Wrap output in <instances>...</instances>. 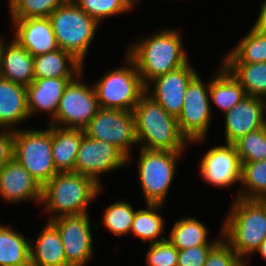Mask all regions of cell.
<instances>
[{"label":"cell","instance_id":"obj_1","mask_svg":"<svg viewBox=\"0 0 266 266\" xmlns=\"http://www.w3.org/2000/svg\"><path fill=\"white\" fill-rule=\"evenodd\" d=\"M182 40L179 30L163 29L129 46L127 55L135 63L145 86L189 62Z\"/></svg>","mask_w":266,"mask_h":266},{"label":"cell","instance_id":"obj_2","mask_svg":"<svg viewBox=\"0 0 266 266\" xmlns=\"http://www.w3.org/2000/svg\"><path fill=\"white\" fill-rule=\"evenodd\" d=\"M135 131L140 148L185 151L188 140L182 135L177 118L169 114L148 93H144L134 110Z\"/></svg>","mask_w":266,"mask_h":266},{"label":"cell","instance_id":"obj_3","mask_svg":"<svg viewBox=\"0 0 266 266\" xmlns=\"http://www.w3.org/2000/svg\"><path fill=\"white\" fill-rule=\"evenodd\" d=\"M235 198L220 237L245 261L266 238V205L262 200Z\"/></svg>","mask_w":266,"mask_h":266},{"label":"cell","instance_id":"obj_4","mask_svg":"<svg viewBox=\"0 0 266 266\" xmlns=\"http://www.w3.org/2000/svg\"><path fill=\"white\" fill-rule=\"evenodd\" d=\"M101 189L87 175L75 172L55 174L42 187L41 203L45 206L44 211L51 213L48 221L63 215L88 213V204L101 193Z\"/></svg>","mask_w":266,"mask_h":266},{"label":"cell","instance_id":"obj_5","mask_svg":"<svg viewBox=\"0 0 266 266\" xmlns=\"http://www.w3.org/2000/svg\"><path fill=\"white\" fill-rule=\"evenodd\" d=\"M59 49L71 53L84 64L99 22L86 14L75 2L66 1L50 16Z\"/></svg>","mask_w":266,"mask_h":266},{"label":"cell","instance_id":"obj_6","mask_svg":"<svg viewBox=\"0 0 266 266\" xmlns=\"http://www.w3.org/2000/svg\"><path fill=\"white\" fill-rule=\"evenodd\" d=\"M124 60L125 66L111 69L94 84L100 108L133 111L146 92L133 60L127 54Z\"/></svg>","mask_w":266,"mask_h":266},{"label":"cell","instance_id":"obj_7","mask_svg":"<svg viewBox=\"0 0 266 266\" xmlns=\"http://www.w3.org/2000/svg\"><path fill=\"white\" fill-rule=\"evenodd\" d=\"M52 125L44 130L14 131V158L43 187L57 174L52 156Z\"/></svg>","mask_w":266,"mask_h":266},{"label":"cell","instance_id":"obj_8","mask_svg":"<svg viewBox=\"0 0 266 266\" xmlns=\"http://www.w3.org/2000/svg\"><path fill=\"white\" fill-rule=\"evenodd\" d=\"M139 154L137 167L145 203L164 205L183 152L141 148Z\"/></svg>","mask_w":266,"mask_h":266},{"label":"cell","instance_id":"obj_9","mask_svg":"<svg viewBox=\"0 0 266 266\" xmlns=\"http://www.w3.org/2000/svg\"><path fill=\"white\" fill-rule=\"evenodd\" d=\"M210 81L203 82L197 74L189 83L177 122L182 135L189 144L204 142L212 118L209 98Z\"/></svg>","mask_w":266,"mask_h":266},{"label":"cell","instance_id":"obj_10","mask_svg":"<svg viewBox=\"0 0 266 266\" xmlns=\"http://www.w3.org/2000/svg\"><path fill=\"white\" fill-rule=\"evenodd\" d=\"M81 76L79 73L66 86L50 125L84 130L97 113L100 107L94 86L80 81Z\"/></svg>","mask_w":266,"mask_h":266},{"label":"cell","instance_id":"obj_11","mask_svg":"<svg viewBox=\"0 0 266 266\" xmlns=\"http://www.w3.org/2000/svg\"><path fill=\"white\" fill-rule=\"evenodd\" d=\"M84 132L90 138L116 146L128 157L130 165L131 149L138 144L132 111L99 108Z\"/></svg>","mask_w":266,"mask_h":266},{"label":"cell","instance_id":"obj_12","mask_svg":"<svg viewBox=\"0 0 266 266\" xmlns=\"http://www.w3.org/2000/svg\"><path fill=\"white\" fill-rule=\"evenodd\" d=\"M59 232L68 266H85L93 257L90 216L63 215L49 221Z\"/></svg>","mask_w":266,"mask_h":266},{"label":"cell","instance_id":"obj_13","mask_svg":"<svg viewBox=\"0 0 266 266\" xmlns=\"http://www.w3.org/2000/svg\"><path fill=\"white\" fill-rule=\"evenodd\" d=\"M128 165V157L116 146L84 134L75 160L74 172L87 175L101 187L100 174Z\"/></svg>","mask_w":266,"mask_h":266},{"label":"cell","instance_id":"obj_14","mask_svg":"<svg viewBox=\"0 0 266 266\" xmlns=\"http://www.w3.org/2000/svg\"><path fill=\"white\" fill-rule=\"evenodd\" d=\"M214 146L205 152L199 170L201 178L214 187H231L241 182L242 164L234 144Z\"/></svg>","mask_w":266,"mask_h":266},{"label":"cell","instance_id":"obj_15","mask_svg":"<svg viewBox=\"0 0 266 266\" xmlns=\"http://www.w3.org/2000/svg\"><path fill=\"white\" fill-rule=\"evenodd\" d=\"M197 74L196 69L187 63L151 80L145 86L146 93L161 104L169 114L177 118L182 110L187 87Z\"/></svg>","mask_w":266,"mask_h":266},{"label":"cell","instance_id":"obj_16","mask_svg":"<svg viewBox=\"0 0 266 266\" xmlns=\"http://www.w3.org/2000/svg\"><path fill=\"white\" fill-rule=\"evenodd\" d=\"M224 115L225 142L234 144L247 133L266 125V99L245 95Z\"/></svg>","mask_w":266,"mask_h":266},{"label":"cell","instance_id":"obj_17","mask_svg":"<svg viewBox=\"0 0 266 266\" xmlns=\"http://www.w3.org/2000/svg\"><path fill=\"white\" fill-rule=\"evenodd\" d=\"M0 197L5 202L42 201V187L15 159L0 168Z\"/></svg>","mask_w":266,"mask_h":266},{"label":"cell","instance_id":"obj_18","mask_svg":"<svg viewBox=\"0 0 266 266\" xmlns=\"http://www.w3.org/2000/svg\"><path fill=\"white\" fill-rule=\"evenodd\" d=\"M15 39L34 57L59 49L49 17L11 19Z\"/></svg>","mask_w":266,"mask_h":266},{"label":"cell","instance_id":"obj_19","mask_svg":"<svg viewBox=\"0 0 266 266\" xmlns=\"http://www.w3.org/2000/svg\"><path fill=\"white\" fill-rule=\"evenodd\" d=\"M74 78H40L26 86L27 108L30 117L37 112L48 113L50 122L55 118L66 86Z\"/></svg>","mask_w":266,"mask_h":266},{"label":"cell","instance_id":"obj_20","mask_svg":"<svg viewBox=\"0 0 266 266\" xmlns=\"http://www.w3.org/2000/svg\"><path fill=\"white\" fill-rule=\"evenodd\" d=\"M29 117L26 86L0 77V130L17 131Z\"/></svg>","mask_w":266,"mask_h":266},{"label":"cell","instance_id":"obj_21","mask_svg":"<svg viewBox=\"0 0 266 266\" xmlns=\"http://www.w3.org/2000/svg\"><path fill=\"white\" fill-rule=\"evenodd\" d=\"M0 77L24 86L30 85L34 80V56L15 39L3 45Z\"/></svg>","mask_w":266,"mask_h":266},{"label":"cell","instance_id":"obj_22","mask_svg":"<svg viewBox=\"0 0 266 266\" xmlns=\"http://www.w3.org/2000/svg\"><path fill=\"white\" fill-rule=\"evenodd\" d=\"M32 244L30 240V266H68L60 234L49 221Z\"/></svg>","mask_w":266,"mask_h":266},{"label":"cell","instance_id":"obj_23","mask_svg":"<svg viewBox=\"0 0 266 266\" xmlns=\"http://www.w3.org/2000/svg\"><path fill=\"white\" fill-rule=\"evenodd\" d=\"M82 69L83 64L63 49L34 57V79L75 78Z\"/></svg>","mask_w":266,"mask_h":266},{"label":"cell","instance_id":"obj_24","mask_svg":"<svg viewBox=\"0 0 266 266\" xmlns=\"http://www.w3.org/2000/svg\"><path fill=\"white\" fill-rule=\"evenodd\" d=\"M85 132L52 125V156L58 173L74 172L75 160Z\"/></svg>","mask_w":266,"mask_h":266},{"label":"cell","instance_id":"obj_25","mask_svg":"<svg viewBox=\"0 0 266 266\" xmlns=\"http://www.w3.org/2000/svg\"><path fill=\"white\" fill-rule=\"evenodd\" d=\"M246 93L241 84L222 65L210 79L209 98L224 114L237 105Z\"/></svg>","mask_w":266,"mask_h":266},{"label":"cell","instance_id":"obj_26","mask_svg":"<svg viewBox=\"0 0 266 266\" xmlns=\"http://www.w3.org/2000/svg\"><path fill=\"white\" fill-rule=\"evenodd\" d=\"M0 224V266H30V237Z\"/></svg>","mask_w":266,"mask_h":266},{"label":"cell","instance_id":"obj_27","mask_svg":"<svg viewBox=\"0 0 266 266\" xmlns=\"http://www.w3.org/2000/svg\"><path fill=\"white\" fill-rule=\"evenodd\" d=\"M222 60L221 63L266 62V32L253 24L247 35Z\"/></svg>","mask_w":266,"mask_h":266},{"label":"cell","instance_id":"obj_28","mask_svg":"<svg viewBox=\"0 0 266 266\" xmlns=\"http://www.w3.org/2000/svg\"><path fill=\"white\" fill-rule=\"evenodd\" d=\"M206 225L195 217H184L174 223L167 239L178 249L185 250L195 246L216 245L221 239L208 241Z\"/></svg>","mask_w":266,"mask_h":266},{"label":"cell","instance_id":"obj_29","mask_svg":"<svg viewBox=\"0 0 266 266\" xmlns=\"http://www.w3.org/2000/svg\"><path fill=\"white\" fill-rule=\"evenodd\" d=\"M222 65L241 84L246 95L266 99V62Z\"/></svg>","mask_w":266,"mask_h":266},{"label":"cell","instance_id":"obj_30","mask_svg":"<svg viewBox=\"0 0 266 266\" xmlns=\"http://www.w3.org/2000/svg\"><path fill=\"white\" fill-rule=\"evenodd\" d=\"M147 208L139 209L135 212L130 233L139 237L141 241L147 240L151 243H157L167 238L160 237L164 230V220L158 212L164 205L162 204H146ZM159 237V240H157ZM155 239V240H154Z\"/></svg>","mask_w":266,"mask_h":266},{"label":"cell","instance_id":"obj_31","mask_svg":"<svg viewBox=\"0 0 266 266\" xmlns=\"http://www.w3.org/2000/svg\"><path fill=\"white\" fill-rule=\"evenodd\" d=\"M241 188L237 198L245 200H262L266 196V160L241 162Z\"/></svg>","mask_w":266,"mask_h":266},{"label":"cell","instance_id":"obj_32","mask_svg":"<svg viewBox=\"0 0 266 266\" xmlns=\"http://www.w3.org/2000/svg\"><path fill=\"white\" fill-rule=\"evenodd\" d=\"M135 212L130 202L118 200L105 209L102 222L106 229L120 237L131 231Z\"/></svg>","mask_w":266,"mask_h":266},{"label":"cell","instance_id":"obj_33","mask_svg":"<svg viewBox=\"0 0 266 266\" xmlns=\"http://www.w3.org/2000/svg\"><path fill=\"white\" fill-rule=\"evenodd\" d=\"M66 0H9L11 19L49 17Z\"/></svg>","mask_w":266,"mask_h":266},{"label":"cell","instance_id":"obj_34","mask_svg":"<svg viewBox=\"0 0 266 266\" xmlns=\"http://www.w3.org/2000/svg\"><path fill=\"white\" fill-rule=\"evenodd\" d=\"M234 146L241 162L266 160V125L242 136Z\"/></svg>","mask_w":266,"mask_h":266},{"label":"cell","instance_id":"obj_35","mask_svg":"<svg viewBox=\"0 0 266 266\" xmlns=\"http://www.w3.org/2000/svg\"><path fill=\"white\" fill-rule=\"evenodd\" d=\"M74 2L99 23L103 19L127 13L133 8L127 0H75Z\"/></svg>","mask_w":266,"mask_h":266},{"label":"cell","instance_id":"obj_36","mask_svg":"<svg viewBox=\"0 0 266 266\" xmlns=\"http://www.w3.org/2000/svg\"><path fill=\"white\" fill-rule=\"evenodd\" d=\"M178 249L168 240L151 243L146 254L147 266H177Z\"/></svg>","mask_w":266,"mask_h":266},{"label":"cell","instance_id":"obj_37","mask_svg":"<svg viewBox=\"0 0 266 266\" xmlns=\"http://www.w3.org/2000/svg\"><path fill=\"white\" fill-rule=\"evenodd\" d=\"M243 261L231 248V246L221 239L210 251L204 266H246Z\"/></svg>","mask_w":266,"mask_h":266},{"label":"cell","instance_id":"obj_38","mask_svg":"<svg viewBox=\"0 0 266 266\" xmlns=\"http://www.w3.org/2000/svg\"><path fill=\"white\" fill-rule=\"evenodd\" d=\"M214 246L202 245L178 250L177 266H204L207 256Z\"/></svg>","mask_w":266,"mask_h":266},{"label":"cell","instance_id":"obj_39","mask_svg":"<svg viewBox=\"0 0 266 266\" xmlns=\"http://www.w3.org/2000/svg\"><path fill=\"white\" fill-rule=\"evenodd\" d=\"M14 158V131L0 130V168Z\"/></svg>","mask_w":266,"mask_h":266},{"label":"cell","instance_id":"obj_40","mask_svg":"<svg viewBox=\"0 0 266 266\" xmlns=\"http://www.w3.org/2000/svg\"><path fill=\"white\" fill-rule=\"evenodd\" d=\"M254 25H256L260 30L266 32V0H264L261 5L257 20Z\"/></svg>","mask_w":266,"mask_h":266},{"label":"cell","instance_id":"obj_41","mask_svg":"<svg viewBox=\"0 0 266 266\" xmlns=\"http://www.w3.org/2000/svg\"><path fill=\"white\" fill-rule=\"evenodd\" d=\"M260 253L262 258L266 261V238L261 242L258 249L255 251V253Z\"/></svg>","mask_w":266,"mask_h":266},{"label":"cell","instance_id":"obj_42","mask_svg":"<svg viewBox=\"0 0 266 266\" xmlns=\"http://www.w3.org/2000/svg\"><path fill=\"white\" fill-rule=\"evenodd\" d=\"M4 42H5V39L4 38L2 39V37H0V60H1V51L3 48Z\"/></svg>","mask_w":266,"mask_h":266},{"label":"cell","instance_id":"obj_43","mask_svg":"<svg viewBox=\"0 0 266 266\" xmlns=\"http://www.w3.org/2000/svg\"><path fill=\"white\" fill-rule=\"evenodd\" d=\"M127 1L133 7L135 6L136 3H138V1H141V0H127Z\"/></svg>","mask_w":266,"mask_h":266},{"label":"cell","instance_id":"obj_44","mask_svg":"<svg viewBox=\"0 0 266 266\" xmlns=\"http://www.w3.org/2000/svg\"><path fill=\"white\" fill-rule=\"evenodd\" d=\"M262 201L265 203L266 205V196L262 199Z\"/></svg>","mask_w":266,"mask_h":266}]
</instances>
